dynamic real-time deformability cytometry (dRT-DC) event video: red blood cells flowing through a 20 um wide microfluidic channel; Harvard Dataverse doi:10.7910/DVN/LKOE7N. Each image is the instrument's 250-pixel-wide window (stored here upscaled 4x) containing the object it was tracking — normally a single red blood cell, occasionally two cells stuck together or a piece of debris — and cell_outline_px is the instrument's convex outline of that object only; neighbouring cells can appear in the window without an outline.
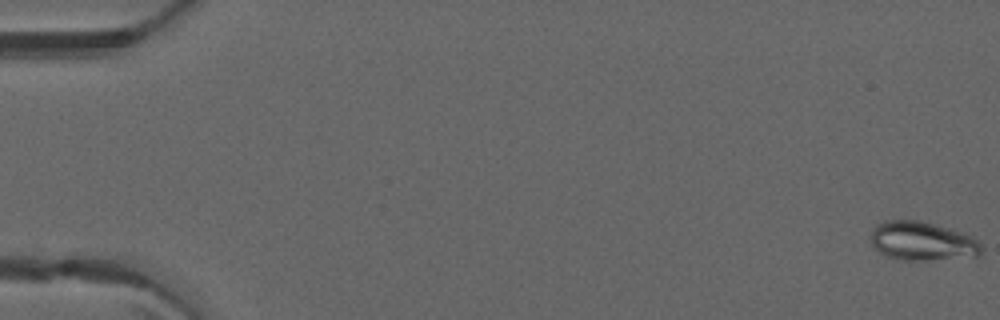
{"species": "common noctule bat (a hibernating species)", "species_latin": "Nyctalus noctula", "temperature_condition": "warm", "stored_images_in_passage": 15, "camera_frame_rate_fps": 3000, "um_per_image_px": 0.085, "animal": {"sex": "male", "forearm_length_mm": 52.5}, "frame": {"image": 1, "passage_image": 1, "time_ms": 0.0, "image_size_px": [1000, 320], "cell_outline_px": [[984, 248], [976, 256], [924, 260], [900, 260], [884, 256], [872, 244], [872, 228], [876, 224], [884, 220], [920, 220], [964, 232], [972, 236]], "centroid_in_image_um": [78.38, 20.48], "position_along_channel_um": 6.6, "area_um2": 25.14}}